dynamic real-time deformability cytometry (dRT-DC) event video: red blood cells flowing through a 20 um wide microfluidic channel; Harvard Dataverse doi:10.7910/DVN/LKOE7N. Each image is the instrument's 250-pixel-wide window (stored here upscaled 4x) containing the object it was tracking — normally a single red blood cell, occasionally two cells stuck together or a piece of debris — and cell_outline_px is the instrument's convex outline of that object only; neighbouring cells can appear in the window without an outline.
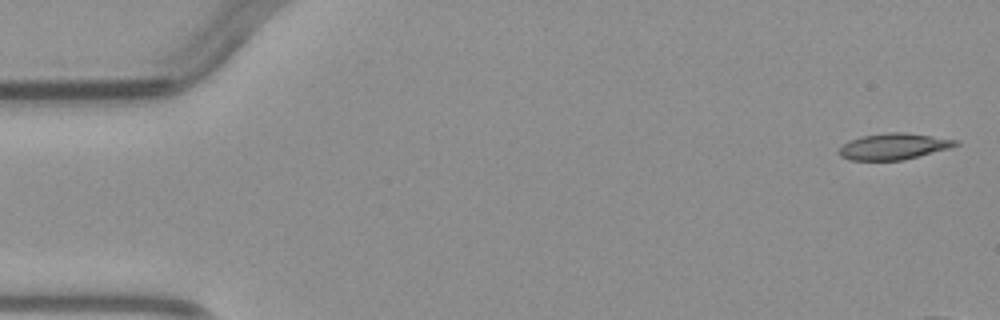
{"species": "common noctule bat (a hibernating species)", "species_latin": "Nyctalus noctula", "temperature_condition": "warm", "stored_images_in_passage": 4, "camera_frame_rate_fps": 3000, "um_per_image_px": 0.085, "animal": {"sex": "male", "body_mass_g": 23.1, "forearm_length_mm": 52.7}, "frame": {"image": 1, "passage_image": 1, "time_ms": 0.0, "image_size_px": [1000, 320], "cell_outline_px": [[960, 144], [948, 148], [904, 160], [852, 160], [840, 156], [836, 152], [844, 144], [852, 140], [864, 136], [892, 132], [904, 132], [960, 140]], "centroid_in_image_um": [75.98, 12.45], "position_along_channel_um": 9.0, "area_um2": 17.57}}